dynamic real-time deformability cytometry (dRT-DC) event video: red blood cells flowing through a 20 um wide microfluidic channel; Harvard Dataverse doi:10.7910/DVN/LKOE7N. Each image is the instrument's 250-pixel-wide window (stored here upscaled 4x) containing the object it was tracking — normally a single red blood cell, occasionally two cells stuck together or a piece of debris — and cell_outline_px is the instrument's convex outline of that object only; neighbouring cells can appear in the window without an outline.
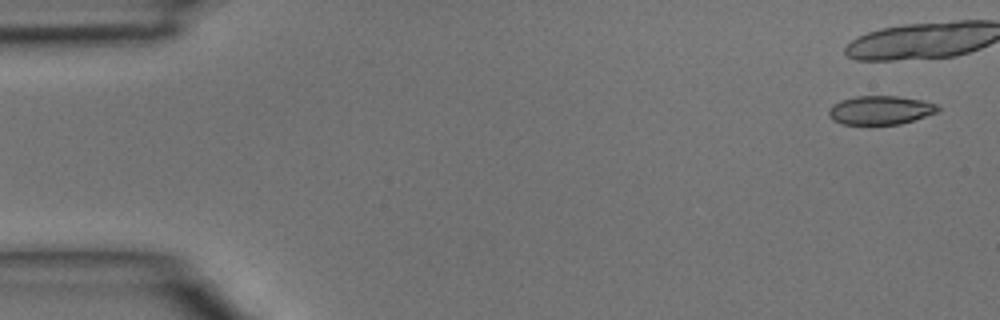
{"species": "common noctule bat (a hibernating species)", "species_latin": "Nyctalus noctula", "temperature_condition": "room temperature", "stored_images_in_passage": 3, "camera_frame_rate_fps": 3000, "um_per_image_px": 0.085, "animal": {"sex": "male", "body_mass_g": 15.6}, "frame": {"image": 1, "passage_image": 1, "time_ms": 0.0, "image_size_px": [1000, 320], "cell_outline_px": [[940, 108], [936, 112], [900, 124], [844, 124], [832, 120], [828, 116], [828, 108], [832, 104], [840, 100], [856, 96], [896, 96], [920, 100], [936, 104]], "centroid_in_image_um": [74.76, 9.36], "position_along_channel_um": 10.2, "area_um2": 18.15}}